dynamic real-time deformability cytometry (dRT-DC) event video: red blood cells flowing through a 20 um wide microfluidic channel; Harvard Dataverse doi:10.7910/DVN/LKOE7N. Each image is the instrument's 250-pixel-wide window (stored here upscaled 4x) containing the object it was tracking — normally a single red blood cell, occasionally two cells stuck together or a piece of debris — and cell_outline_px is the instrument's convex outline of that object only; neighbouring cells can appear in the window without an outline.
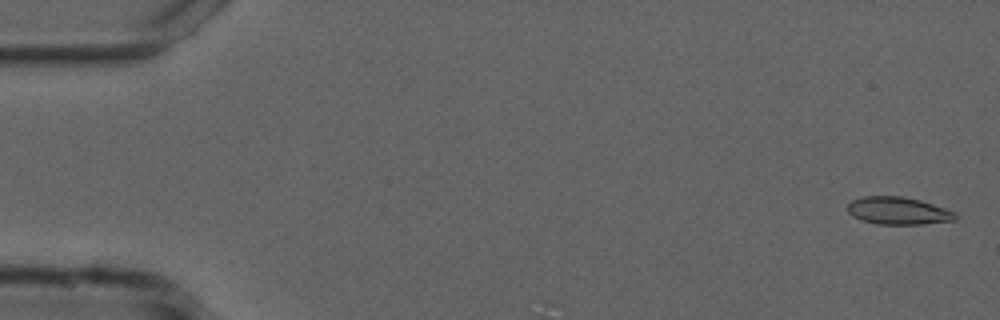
{"species": "common noctule bat (a hibernating species)", "species_latin": "Nyctalus noctula", "temperature_condition": "cold", "stored_images_in_passage": 55, "camera_frame_rate_fps": 3000, "um_per_image_px": 0.085, "animal": {"sex": "male", "forearm_length_mm": 52.5}, "frame": {"image": 1, "passage_image": 2, "time_ms": 0.333, "image_size_px": [1000, 320], "cell_outline_px": [[956, 220], [924, 224], [876, 224], [860, 220], [852, 216], [848, 212], [848, 204], [852, 200], [864, 196], [904, 196], [920, 200], [956, 212]], "centroid_in_image_um": [76.33, 17.92], "position_along_channel_um": 8.7, "area_um2": 17.34}}
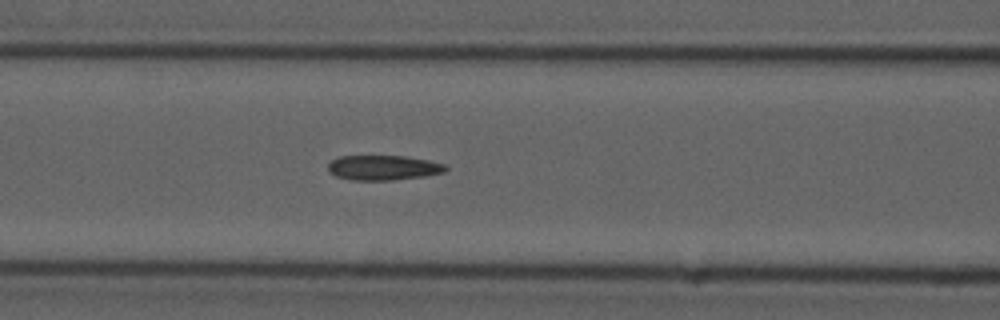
{"frame": {"image": 2, "passage_image": 23, "time_ms": 7.333, "image_size_px": [1000, 320], "cell_outline_px": [[448, 168], [444, 172], [424, 176], [392, 180], [352, 180], [336, 176], [328, 172], [328, 164], [332, 160], [340, 156], [404, 156], [428, 160], [444, 164]], "centroid_in_image_um": [32.56, 14.25], "position_along_channel_um": 134.0, "area_um2": 16.99}}
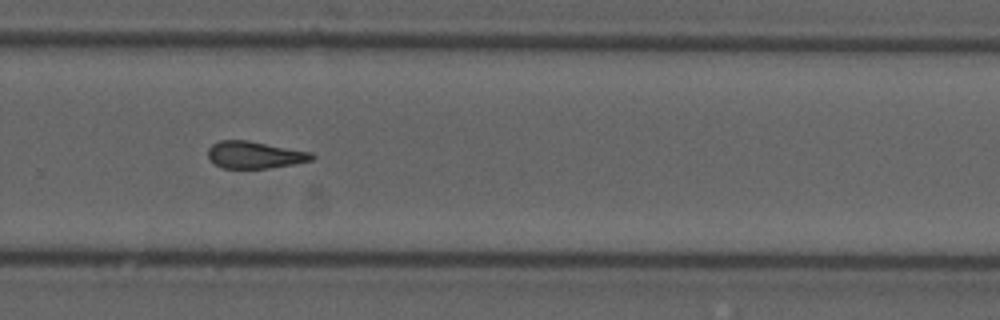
{"frame": {"image": 3, "passage_image": 37, "time_ms": 12.0, "image_size_px": [1000, 320], "cell_outline_px": [[316, 156], [312, 160], [292, 164], [268, 168], [220, 168], [208, 156], [208, 148], [212, 144], [220, 140], [248, 140], [312, 152]], "centroid_in_image_um": [21.65, 13.15], "position_along_channel_um": 308.1, "area_um2": 16.36}, "authors_computed_cell_mechanics": {"area_um2": 17.051, "velocity_mm_per_s": 3.7441, "shape_relaxation_time_tau1_ms": null, "shape_relaxation_time_tau2_ms": 9.7206, "deformation_change_tau1": null, "deformation_change_tau2": 0.1806}}